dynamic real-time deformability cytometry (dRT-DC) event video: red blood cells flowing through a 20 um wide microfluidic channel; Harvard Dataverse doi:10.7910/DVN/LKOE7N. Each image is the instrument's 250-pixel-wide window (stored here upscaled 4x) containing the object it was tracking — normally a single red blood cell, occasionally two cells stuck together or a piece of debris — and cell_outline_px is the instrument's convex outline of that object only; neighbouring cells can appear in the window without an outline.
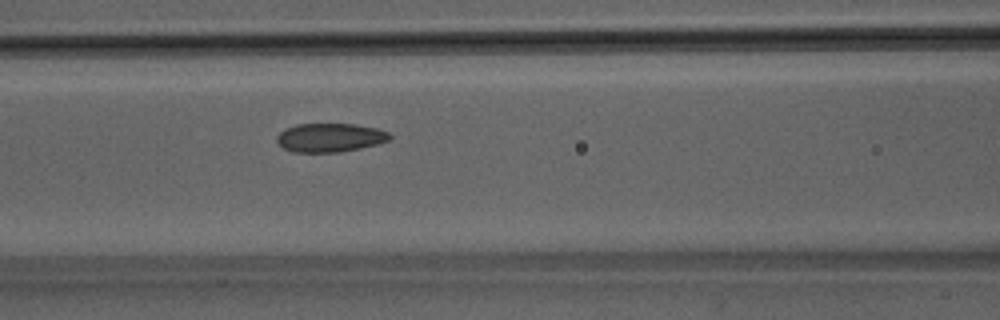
{"species": "Egyptian fruit bat (a non-hibernating species)", "species_latin": "Rousettus aegyptiacus", "temperature_condition": "room temperature", "stored_images_in_passage": 36, "camera_frame_rate_fps": 3000, "um_per_image_px": 0.085, "animal": {"sex": "male"}, "frame": {"image": 1, "passage_image": 16, "time_ms": 5.0, "image_size_px": [1000, 320], "cell_outline_px": [[392, 140], [360, 148], [340, 152], [292, 152], [284, 148], [276, 140], [276, 136], [284, 128], [296, 124], [356, 124], [376, 128], [388, 132], [392, 136]], "centroid_in_image_um": [28.05, 11.69], "position_along_channel_um": 138.5, "area_um2": 19.02}}